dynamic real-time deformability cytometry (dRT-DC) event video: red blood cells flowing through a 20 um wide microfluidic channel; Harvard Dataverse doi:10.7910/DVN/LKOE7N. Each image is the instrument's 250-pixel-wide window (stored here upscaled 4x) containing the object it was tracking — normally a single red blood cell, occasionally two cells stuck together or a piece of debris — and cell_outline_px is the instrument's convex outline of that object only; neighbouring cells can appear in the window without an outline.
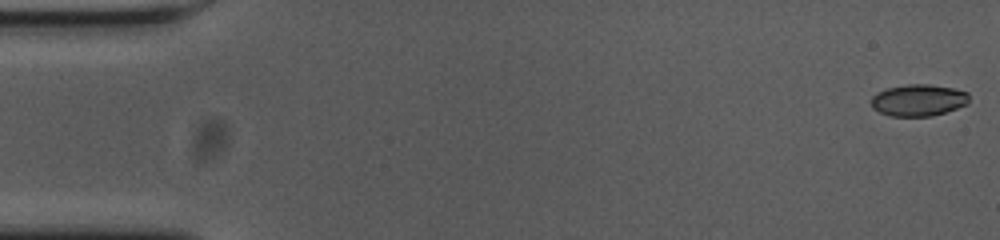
{"species": "common noctule bat (a hibernating species)", "species_latin": "Nyctalus noctula", "temperature_condition": "cold", "stored_images_in_passage": 56, "camera_frame_rate_fps": 3000, "um_per_image_px": 0.085, "animal": {"sex": "female", "body_mass_g": 23.0, "forearm_length_mm": 53.4}, "frame": {"image": 1, "passage_image": 1, "time_ms": 0.0, "image_size_px": [1000, 240], "cell_outline_px": [[968, 104], [932, 116], [888, 116], [872, 108], [872, 96], [876, 92], [888, 88], [908, 84], [928, 84], [952, 88], [968, 92]], "centroid_in_image_um": [78.05, 8.52], "position_along_channel_um": 7.0, "area_um2": 18.03}}
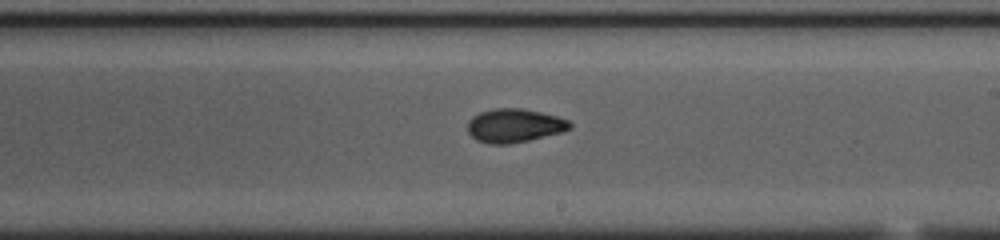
{"frame": {"image": 2, "passage_image": 32, "time_ms": 10.333, "image_size_px": [1000, 240], "cell_outline_px": [[572, 128], [560, 132], [528, 140], [508, 144], [488, 144], [476, 140], [468, 132], [468, 120], [472, 116], [480, 112], [496, 108], [524, 108], [556, 116], [568, 120], [572, 124]], "centroid_in_image_um": [43.69, 10.67], "position_along_channel_um": 245.3, "area_um2": 20.0}}
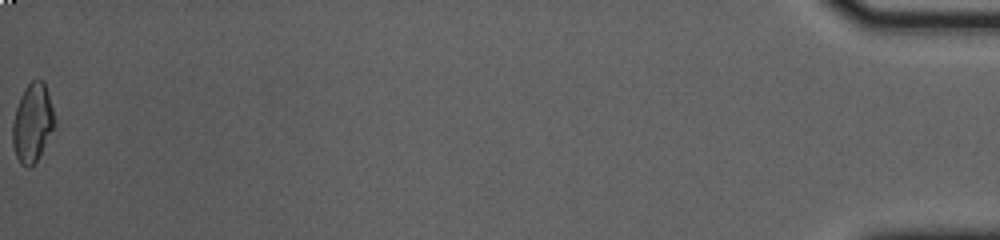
{"frame": {"image": 3, "passage_image": 56, "time_ms": 18.333, "image_size_px": [1000, 240], "cell_outline_px": [[56, 124], [36, 160], [28, 168], [20, 164], [16, 156], [12, 144], [12, 124], [16, 108], [20, 96], [24, 88], [36, 76], [44, 80], [48, 92]], "centroid_in_image_um": [2.75, 10.39], "position_along_channel_um": 432.5, "area_um2": 19.25}, "authors_computed_cell_mechanics": {"area_um2": 19.3052, "velocity_mm_per_s": 3.6636, "shape_relaxation_time_tau1_ms": 5.812, "shape_relaxation_time_tau2_ms": 1.9087, "deformation_change_tau1": 0.1766, "deformation_change_tau2": 0.0537}}